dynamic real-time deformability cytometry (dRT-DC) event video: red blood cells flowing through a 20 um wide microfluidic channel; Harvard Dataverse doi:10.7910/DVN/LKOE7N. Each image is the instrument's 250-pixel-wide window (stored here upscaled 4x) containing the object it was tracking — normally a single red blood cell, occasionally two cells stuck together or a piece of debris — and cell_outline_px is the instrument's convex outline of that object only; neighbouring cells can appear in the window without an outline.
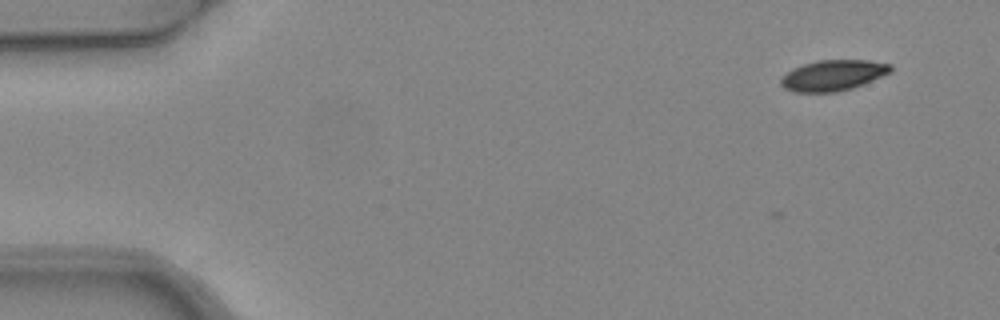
{"species": "common noctule bat (a hibernating species)", "species_latin": "Nyctalus noctula", "temperature_condition": "warm", "stored_images_in_passage": 6, "camera_frame_rate_fps": 3000, "um_per_image_px": 0.085, "animal": {"sex": "female", "body_mass_g": 24.6, "forearm_length_mm": 56.2}, "frame": {"image": 1, "passage_image": 2, "time_ms": 0.333, "image_size_px": [1000, 320], "cell_outline_px": [[892, 72], [852, 88], [836, 92], [792, 92], [784, 88], [780, 84], [780, 80], [792, 68], [804, 64], [820, 60], [868, 60], [892, 64]], "centroid_in_image_um": [70.82, 6.4], "position_along_channel_um": 14.2, "area_um2": 19.59}}
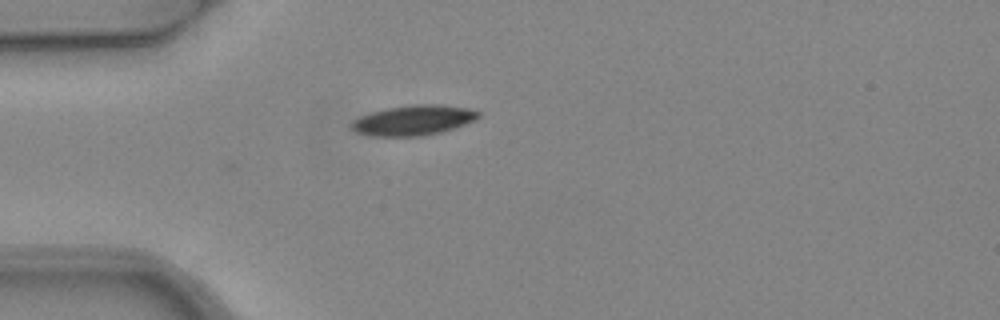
{"frame": {"image": 2, "passage_image": 5, "time_ms": 1.333, "image_size_px": [1000, 320], "cell_outline_px": [[480, 116], [476, 120], [440, 132], [424, 136], [372, 136], [356, 132], [348, 128], [348, 124], [352, 120], [360, 116], [372, 112], [388, 108], [412, 104], [436, 104], [468, 108], [480, 112]], "centroid_in_image_um": [35.09, 10.22], "position_along_channel_um": 49.9, "area_um2": 22.37}}